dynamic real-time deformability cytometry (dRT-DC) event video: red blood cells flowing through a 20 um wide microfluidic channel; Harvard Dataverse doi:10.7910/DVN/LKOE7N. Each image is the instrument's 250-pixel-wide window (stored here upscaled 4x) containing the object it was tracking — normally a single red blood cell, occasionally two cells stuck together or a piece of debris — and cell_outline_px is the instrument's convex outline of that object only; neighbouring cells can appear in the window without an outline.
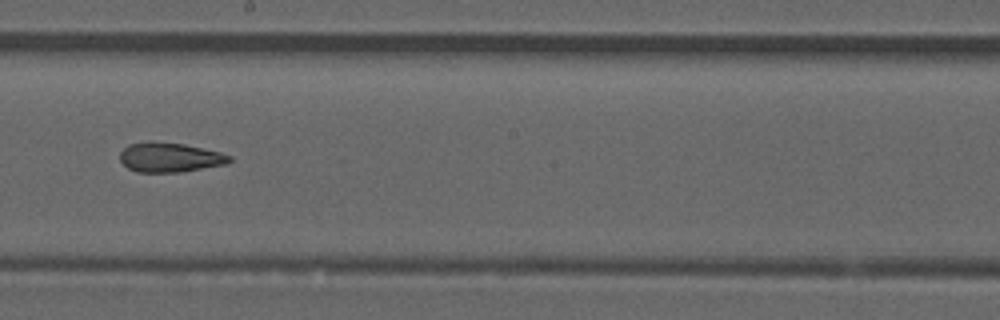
{"species": "common noctule bat (a hibernating species)", "species_latin": "Nyctalus noctula", "temperature_condition": "room temperature", "stored_images_in_passage": 34, "camera_frame_rate_fps": 3000, "um_per_image_px": 0.085, "animal": {"sex": "male", "forearm_length_mm": 52.5}, "frame": {"image": 1, "passage_image": 15, "time_ms": 4.667, "image_size_px": [1000, 320], "cell_outline_px": [[232, 160], [228, 164], [180, 172], [136, 172], [128, 168], [120, 160], [120, 152], [128, 144], [152, 140], [184, 144], [220, 152], [232, 156]], "centroid_in_image_um": [14.43, 13.37], "position_along_channel_um": 233.8, "area_um2": 19.07}, "authors_computed_cell_mechanics": {"area_um2": 19.0451, "velocity_mm_per_s": 3.9022, "shape_relaxation_time_tau1_ms": null, "shape_relaxation_time_tau2_ms": 4.2071, "deformation_change_tau1": null, "deformation_change_tau2": 0.1409}}